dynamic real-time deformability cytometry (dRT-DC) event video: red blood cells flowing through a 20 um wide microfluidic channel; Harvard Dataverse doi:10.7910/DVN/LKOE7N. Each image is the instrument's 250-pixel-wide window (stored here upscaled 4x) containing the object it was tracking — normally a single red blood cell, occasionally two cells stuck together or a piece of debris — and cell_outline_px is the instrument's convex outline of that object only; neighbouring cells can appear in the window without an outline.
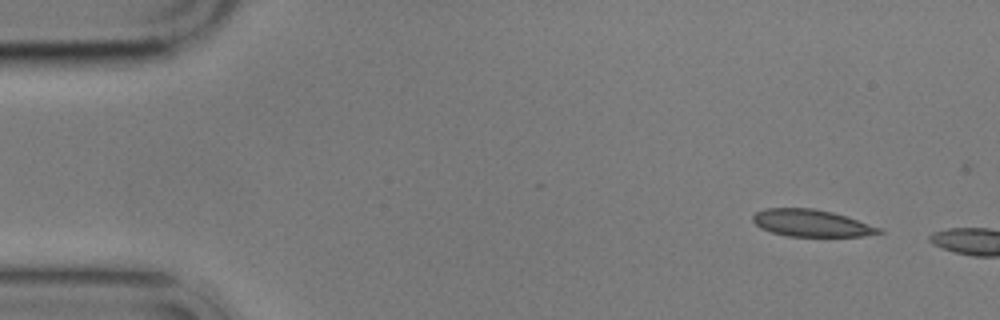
{"species": "common noctule bat (a hibernating species)", "species_latin": "Nyctalus noctula", "temperature_condition": "cold", "stored_images_in_passage": 2, "camera_frame_rate_fps": 3000, "um_per_image_px": 0.085, "animal": {"sex": "male", "body_mass_g": 17.9}, "frame": {"image": 1, "passage_image": 1, "time_ms": 0.0, "image_size_px": [1000, 320], "cell_outline_px": [[884, 232], [864, 236], [788, 236], [772, 232], [760, 228], [752, 220], [752, 216], [756, 212], [764, 208], [812, 208], [832, 212], [884, 228]], "centroid_in_image_um": [68.98, 18.96], "position_along_channel_um": 16.0, "area_um2": 19.88}}